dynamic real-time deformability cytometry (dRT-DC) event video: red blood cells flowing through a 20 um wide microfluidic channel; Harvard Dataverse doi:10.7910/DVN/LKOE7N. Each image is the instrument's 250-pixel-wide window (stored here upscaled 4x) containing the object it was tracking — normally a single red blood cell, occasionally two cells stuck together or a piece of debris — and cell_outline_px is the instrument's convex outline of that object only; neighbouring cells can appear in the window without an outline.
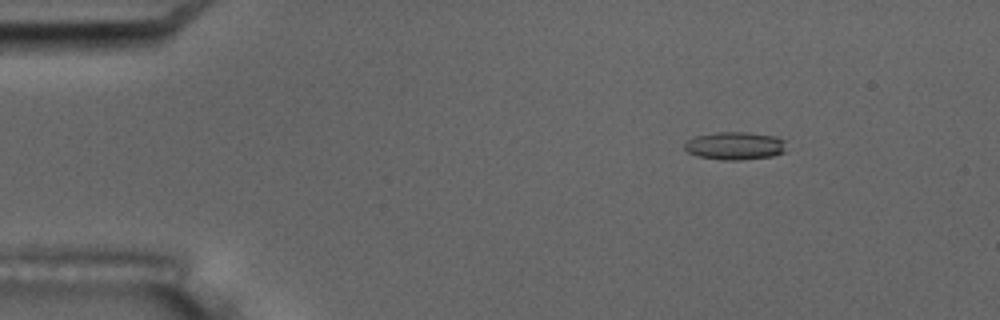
{"species": "common noctule bat (a hibernating species)", "species_latin": "Nyctalus noctula", "temperature_condition": "room temperature", "stored_images_in_passage": 5, "camera_frame_rate_fps": 3000, "um_per_image_px": 0.085, "animal": {"sex": "male", "body_mass_g": 17.5, "forearm_length_mm": 52.3}, "frame": {"image": 1, "passage_image": 1, "time_ms": 0.0, "image_size_px": [1000, 320], "cell_outline_px": [[784, 152], [772, 156], [740, 160], [720, 160], [696, 156], [688, 152], [684, 148], [684, 144], [688, 140], [696, 136], [716, 132], [748, 132], [776, 136], [784, 140]], "centroid_in_image_um": [62.45, 12.39], "position_along_channel_um": 22.6, "area_um2": 16.59}}